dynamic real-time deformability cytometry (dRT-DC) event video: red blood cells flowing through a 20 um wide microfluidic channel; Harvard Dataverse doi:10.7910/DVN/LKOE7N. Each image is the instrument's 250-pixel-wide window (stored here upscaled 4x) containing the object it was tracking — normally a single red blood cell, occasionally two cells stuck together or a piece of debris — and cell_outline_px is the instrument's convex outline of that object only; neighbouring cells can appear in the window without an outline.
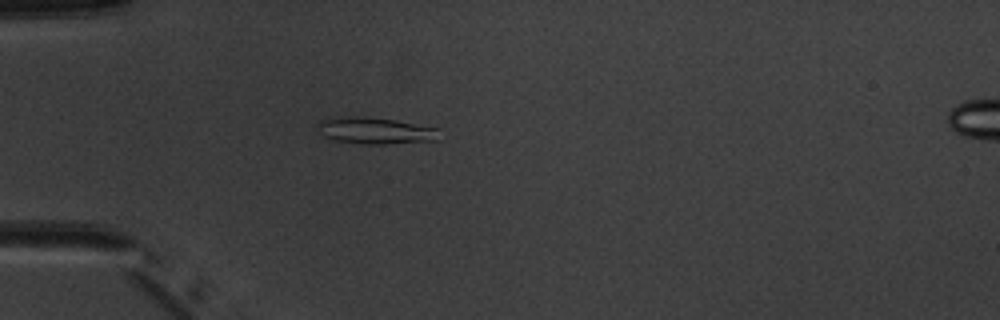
{"species": "common noctule bat (a hibernating species)", "species_latin": "Nyctalus noctula", "temperature_condition": "warm", "stored_images_in_passage": 6, "camera_frame_rate_fps": 3000, "um_per_image_px": 0.085, "animal": {"sex": "male", "body_mass_g": 20.1, "forearm_length_mm": 53.5}, "frame": {"image": 1, "passage_image": 5, "time_ms": 4.667, "image_size_px": [1000, 320], "cell_outline_px": [[440, 128], [436, 140], [388, 144], [364, 144], [336, 140], [324, 136], [320, 132], [320, 120], [332, 116], [360, 116], [396, 120]], "centroid_in_image_um": [31.91, 11.09], "position_along_channel_um": 53.1, "area_um2": 18.84}}